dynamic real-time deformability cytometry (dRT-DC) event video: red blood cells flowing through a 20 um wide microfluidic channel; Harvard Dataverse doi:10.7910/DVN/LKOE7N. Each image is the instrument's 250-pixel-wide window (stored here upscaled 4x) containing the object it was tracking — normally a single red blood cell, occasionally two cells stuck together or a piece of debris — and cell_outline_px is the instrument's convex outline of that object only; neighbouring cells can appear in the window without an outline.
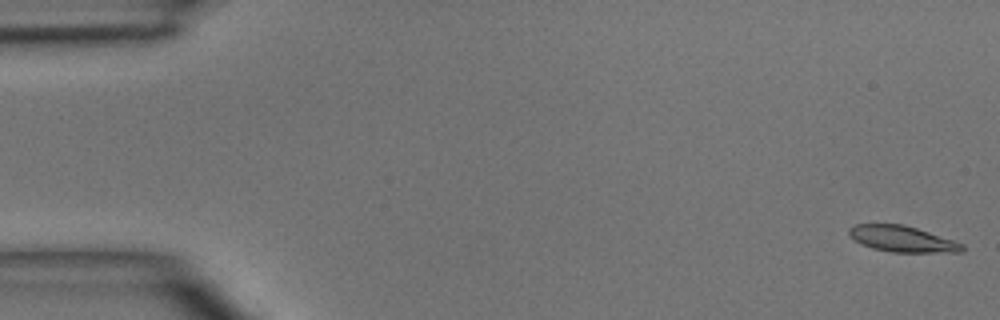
{"species": "common noctule bat (a hibernating species)", "species_latin": "Nyctalus noctula", "temperature_condition": "room temperature", "stored_images_in_passage": 5, "camera_frame_rate_fps": 3000, "um_per_image_px": 0.085, "animal": {"sex": "male", "body_mass_g": 15.6}, "frame": {"image": 1, "passage_image": 1, "time_ms": 0.0, "image_size_px": [1000, 320], "cell_outline_px": [[964, 248], [960, 252], [892, 252], [872, 248], [860, 244], [848, 236], [848, 228], [856, 224], [904, 224], [964, 244]], "centroid_in_image_um": [76.62, 20.31], "position_along_channel_um": 8.4, "area_um2": 17.11}}
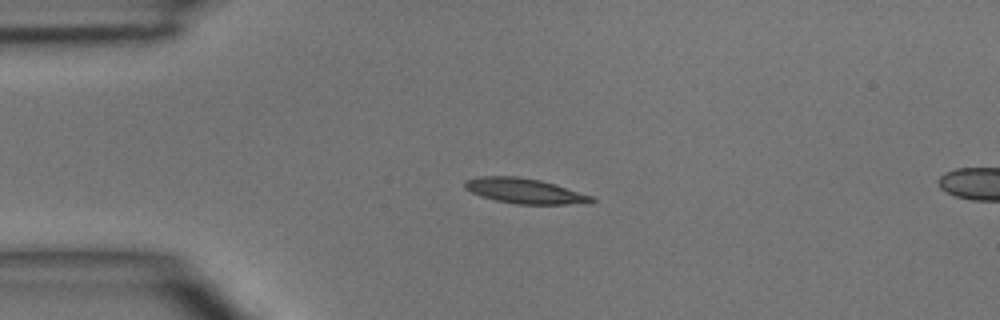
{"frame": {"image": 2, "passage_image": 4, "time_ms": 3.333, "image_size_px": [1000, 320], "cell_outline_px": [[596, 200], [592, 204], [516, 204], [496, 200], [480, 196], [464, 188], [464, 180], [480, 176], [516, 176], [540, 180], [556, 184], [596, 196]], "centroid_in_image_um": [44.68, 16.23], "position_along_channel_um": 40.3, "area_um2": 18.96}}